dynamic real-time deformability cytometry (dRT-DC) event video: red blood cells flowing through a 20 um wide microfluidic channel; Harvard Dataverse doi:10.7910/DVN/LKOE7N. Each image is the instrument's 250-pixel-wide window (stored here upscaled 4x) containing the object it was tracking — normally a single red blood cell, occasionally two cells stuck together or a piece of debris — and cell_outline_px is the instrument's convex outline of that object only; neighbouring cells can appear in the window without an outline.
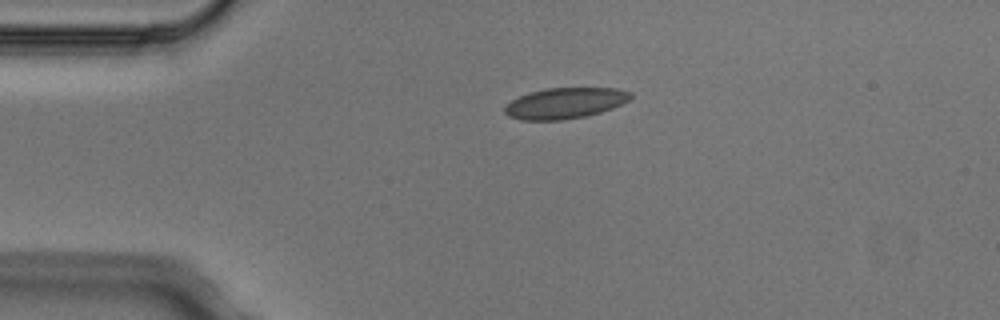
{"species": "Egyptian fruit bat (a non-hibernating species)", "species_latin": "Rousettus aegyptiacus", "temperature_condition": "cold", "stored_images_in_passage": 4, "camera_frame_rate_fps": 3000, "um_per_image_px": 0.085, "animal": {"sex": "male"}, "frame": {"image": 1, "passage_image": 4, "time_ms": 1.0, "image_size_px": [1000, 320], "cell_outline_px": [[632, 96], [628, 100], [612, 108], [600, 112], [584, 116], [564, 120], [520, 120], [508, 116], [504, 112], [504, 108], [512, 100], [520, 96], [544, 88], [616, 88], [632, 92]], "centroid_in_image_um": [48.02, 8.77], "position_along_channel_um": 37.0, "area_um2": 22.48}}